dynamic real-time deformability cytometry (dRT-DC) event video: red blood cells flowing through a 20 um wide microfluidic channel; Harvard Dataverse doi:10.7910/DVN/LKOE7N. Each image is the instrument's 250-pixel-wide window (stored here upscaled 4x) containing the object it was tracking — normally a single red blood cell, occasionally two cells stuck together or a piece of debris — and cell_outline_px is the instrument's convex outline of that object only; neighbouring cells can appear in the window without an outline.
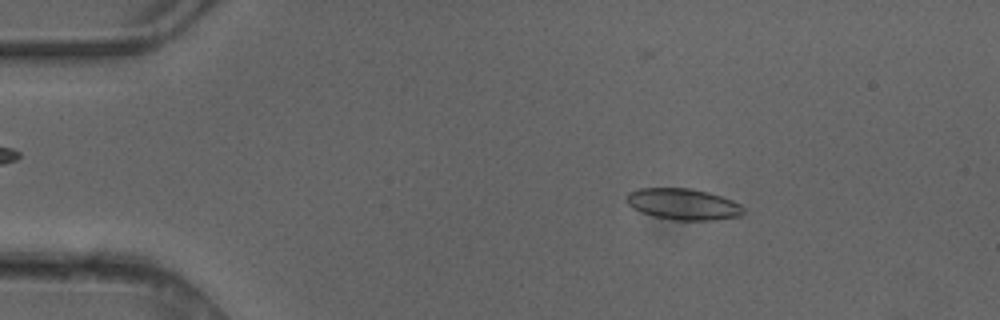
{"species": "common noctule bat (a hibernating species)", "species_latin": "Nyctalus noctula", "temperature_condition": "cold", "stored_images_in_passage": 3, "camera_frame_rate_fps": 3000, "um_per_image_px": 0.085, "animal": {"sex": "female"}, "frame": {"image": 1, "passage_image": 2, "time_ms": 0.333, "image_size_px": [1000, 320], "cell_outline_px": [[744, 212], [740, 216], [712, 220], [676, 220], [656, 216], [640, 212], [632, 208], [624, 200], [628, 192], [640, 188], [688, 188], [708, 192], [732, 200], [740, 204], [744, 208]], "centroid_in_image_um": [58.04, 17.35], "position_along_channel_um": 27.0, "area_um2": 21.27}}